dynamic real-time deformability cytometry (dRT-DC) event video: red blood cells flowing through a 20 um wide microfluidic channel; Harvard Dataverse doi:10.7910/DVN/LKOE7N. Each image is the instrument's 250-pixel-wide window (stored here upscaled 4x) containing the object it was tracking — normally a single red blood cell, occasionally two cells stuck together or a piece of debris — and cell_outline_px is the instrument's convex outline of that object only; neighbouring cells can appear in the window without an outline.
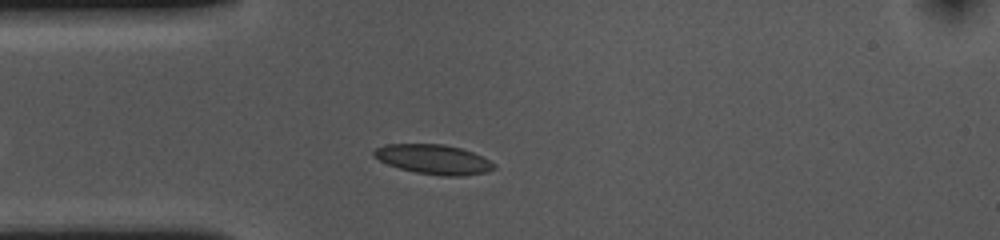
{"species": "common noctule bat (a hibernating species)", "species_latin": "Nyctalus noctula", "temperature_condition": "cold", "stored_images_in_passage": 34, "camera_frame_rate_fps": 3000, "um_per_image_px": 0.085, "animal": {"sex": "female", "body_mass_g": 10.0, "forearm_length_mm": 53.1}, "frame": {"image": 1, "passage_image": 7, "time_ms": 2.0, "image_size_px": [1000, 240], "cell_outline_px": [[496, 168], [488, 172], [460, 176], [440, 176], [416, 172], [400, 168], [388, 164], [372, 156], [372, 152], [376, 148], [384, 144], [444, 144], [460, 148], [472, 152], [496, 164]], "centroid_in_image_um": [36.85, 13.54], "position_along_channel_um": 48.2, "area_um2": 20.69}}
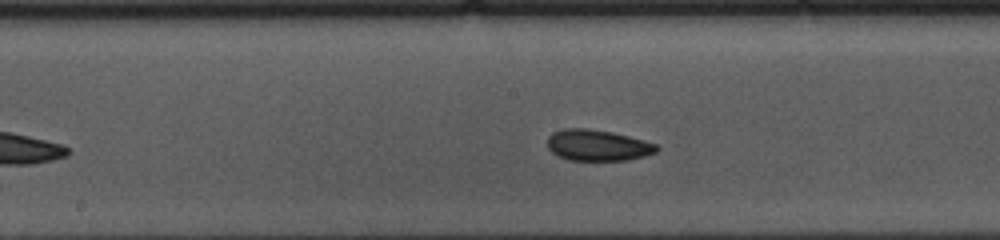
{"frame": {"image": 2, "passage_image": 20, "time_ms": 6.333, "image_size_px": [1000, 240], "cell_outline_px": [[660, 148], [656, 152], [644, 156], [628, 160], [568, 160], [552, 152], [548, 148], [548, 136], [552, 132], [560, 128], [588, 128], [612, 132], [644, 140], [656, 144]], "centroid_in_image_um": [50.79, 12.34], "position_along_channel_um": 197.4, "area_um2": 19.88}}
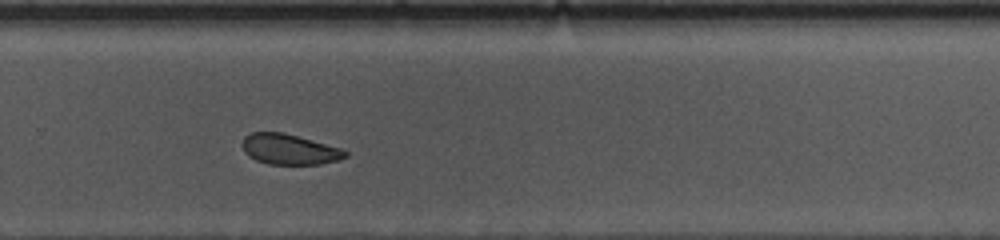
{"frame": {"image": 3, "passage_image": 29, "time_ms": 9.333, "image_size_px": [1000, 240], "cell_outline_px": [[348, 156], [336, 160], [320, 164], [268, 164], [256, 160], [248, 156], [244, 152], [244, 136], [252, 132], [284, 132], [340, 148], [348, 152]], "centroid_in_image_um": [24.58, 12.69], "position_along_channel_um": 305.2, "area_um2": 18.09}, "authors_computed_cell_mechanics": {"area_um2": 19.941, "velocity_mm_per_s": 3.6069, "shape_relaxation_time_tau1_ms": 4.5355, "shape_relaxation_time_tau2_ms": 2.3995, "deformation_change_tau1": 0.0853, "deformation_change_tau2": 0.0559}}